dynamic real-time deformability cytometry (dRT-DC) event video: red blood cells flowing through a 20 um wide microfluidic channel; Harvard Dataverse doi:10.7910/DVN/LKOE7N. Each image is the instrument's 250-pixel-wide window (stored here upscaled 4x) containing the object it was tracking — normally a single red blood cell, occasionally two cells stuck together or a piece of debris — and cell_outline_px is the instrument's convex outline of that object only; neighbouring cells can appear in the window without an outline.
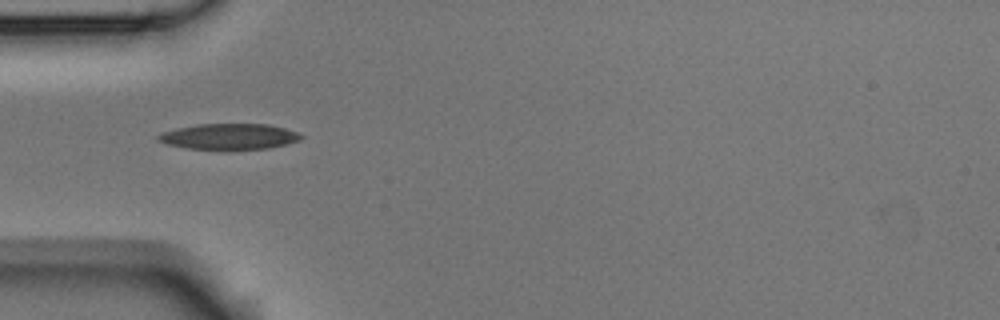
{"species": "Egyptian fruit bat (a non-hibernating species)", "species_latin": "Rousettus aegyptiacus", "temperature_condition": "room temperature", "stored_images_in_passage": 12, "camera_frame_rate_fps": 3000, "um_per_image_px": 0.085, "animal": {"sex": "male"}, "frame": {"image": 1, "passage_image": 6, "time_ms": 1.667, "image_size_px": [1000, 320], "cell_outline_px": [[304, 136], [300, 140], [268, 148], [188, 148], [168, 144], [156, 140], [156, 136], [164, 132], [176, 128], [196, 124], [268, 124], [284, 128], [296, 132]], "centroid_in_image_um": [19.46, 11.58], "position_along_channel_um": 65.5, "area_um2": 20.92}}
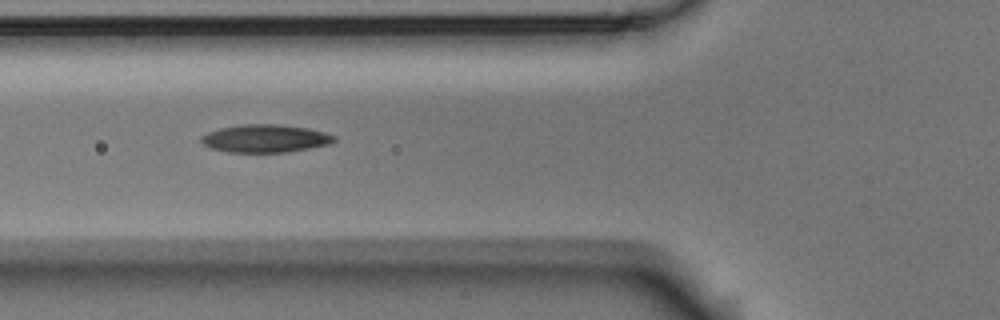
{"frame": {"image": 2, "passage_image": 9, "time_ms": 2.667, "image_size_px": [1000, 320], "cell_outline_px": [[336, 140], [328, 144], [288, 152], [228, 152], [212, 148], [204, 144], [200, 140], [200, 136], [208, 132], [220, 128], [240, 124], [276, 124], [308, 128], [324, 132], [336, 136]], "centroid_in_image_um": [22.53, 11.76], "position_along_channel_um": 103.3, "area_um2": 21.5}}